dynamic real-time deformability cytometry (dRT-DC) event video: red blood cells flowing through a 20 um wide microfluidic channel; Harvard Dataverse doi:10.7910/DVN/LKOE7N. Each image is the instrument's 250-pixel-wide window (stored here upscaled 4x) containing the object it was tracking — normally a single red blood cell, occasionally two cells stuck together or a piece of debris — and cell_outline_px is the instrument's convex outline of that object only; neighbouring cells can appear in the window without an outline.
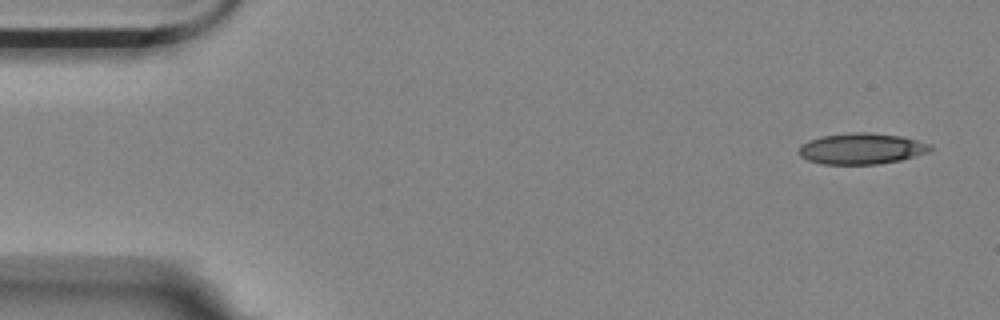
{"species": "Egyptian fruit bat (a non-hibernating species)", "species_latin": "Rousettus aegyptiacus", "temperature_condition": "room temperature", "stored_images_in_passage": 5, "camera_frame_rate_fps": 3000, "um_per_image_px": 0.085, "animal": {"sex": "female"}, "frame": {"image": 1, "passage_image": 1, "time_ms": 0.0, "image_size_px": [1000, 320], "cell_outline_px": [[932, 148], [928, 152], [900, 160], [876, 164], [820, 164], [808, 160], [800, 156], [800, 144], [808, 140], [824, 136], [852, 132], [868, 132], [900, 136], [916, 140], [928, 144]], "centroid_in_image_um": [73.19, 12.64], "position_along_channel_um": 11.8, "area_um2": 23.52}}
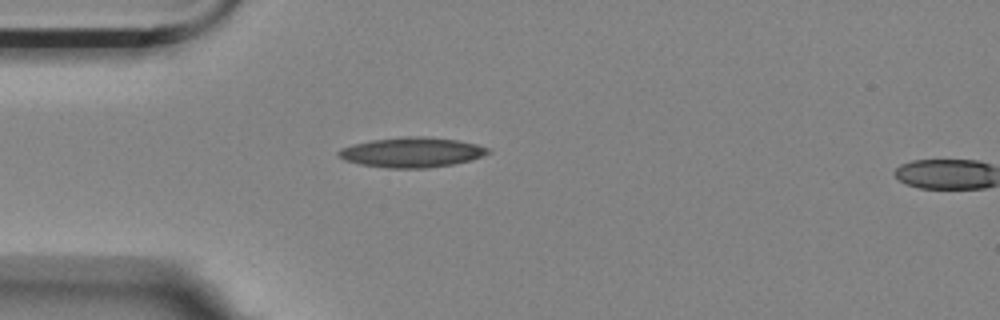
{"frame": {"image": 2, "passage_image": 4, "time_ms": 1.0, "image_size_px": [1000, 320], "cell_outline_px": [[492, 152], [468, 160], [452, 164], [428, 168], [384, 168], [360, 164], [344, 160], [336, 156], [336, 152], [340, 148], [372, 140], [408, 136], [424, 136], [460, 140], [476, 144], [488, 148]], "centroid_in_image_um": [34.97, 12.95], "position_along_channel_um": 50.0, "area_um2": 26.07}}